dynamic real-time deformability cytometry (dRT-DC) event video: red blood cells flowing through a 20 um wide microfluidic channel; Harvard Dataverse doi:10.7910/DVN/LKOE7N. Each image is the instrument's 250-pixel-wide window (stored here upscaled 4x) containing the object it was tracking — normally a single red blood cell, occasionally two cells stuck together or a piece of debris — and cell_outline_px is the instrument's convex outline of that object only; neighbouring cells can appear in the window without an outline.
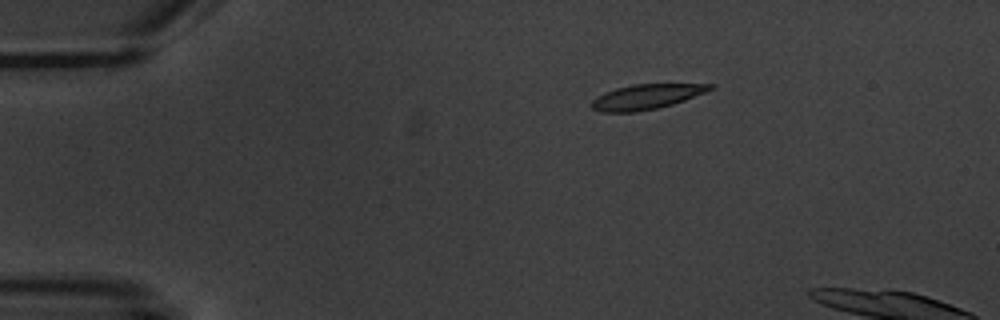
{"species": "common noctule bat (a hibernating species)", "species_latin": "Nyctalus noctula", "temperature_condition": "warm", "stored_images_in_passage": 3, "camera_frame_rate_fps": 3000, "um_per_image_px": 0.085, "animal": {"sex": "male", "body_mass_g": 20.1, "forearm_length_mm": 53.5}, "frame": {"image": 1, "passage_image": 1, "time_ms": 0.0, "image_size_px": [1000, 320], "cell_outline_px": [[716, 88], [684, 100], [672, 104], [656, 108], [636, 112], [600, 112], [592, 108], [588, 104], [596, 96], [604, 92], [616, 88], [632, 84], [716, 84]], "centroid_in_image_um": [54.9, 8.22], "position_along_channel_um": 30.1, "area_um2": 17.34}}